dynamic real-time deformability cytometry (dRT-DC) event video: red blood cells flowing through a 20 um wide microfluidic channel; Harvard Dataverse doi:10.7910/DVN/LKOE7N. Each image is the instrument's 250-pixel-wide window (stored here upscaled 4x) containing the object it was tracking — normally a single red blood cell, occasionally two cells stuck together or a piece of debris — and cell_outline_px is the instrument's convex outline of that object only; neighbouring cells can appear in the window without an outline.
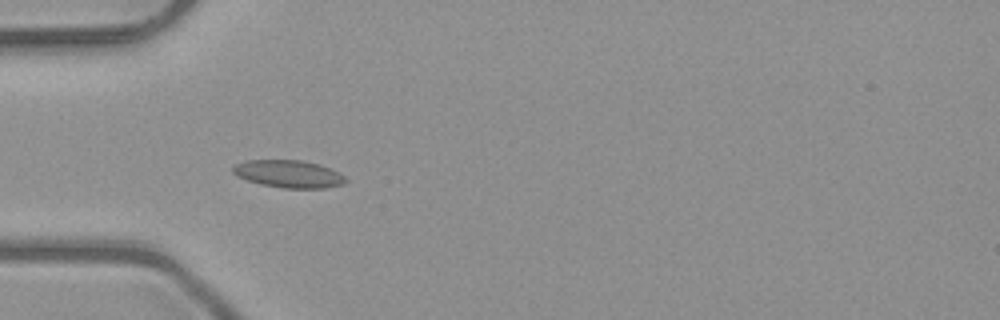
{"species": "common noctule bat (a hibernating species)", "species_latin": "Nyctalus noctula", "temperature_condition": "room temperature", "stored_images_in_passage": 5, "camera_frame_rate_fps": 3000, "um_per_image_px": 0.085, "animal": {"sex": "male", "body_mass_g": 23.1, "forearm_length_mm": 52.7}, "frame": {"image": 1, "passage_image": 4, "time_ms": 1.0, "image_size_px": [1000, 320], "cell_outline_px": [[348, 180], [344, 184], [324, 188], [284, 188], [260, 184], [236, 176], [232, 172], [232, 168], [236, 164], [248, 160], [304, 160], [320, 164], [344, 176]], "centroid_in_image_um": [24.53, 14.78], "position_along_channel_um": 60.5, "area_um2": 18.03}}
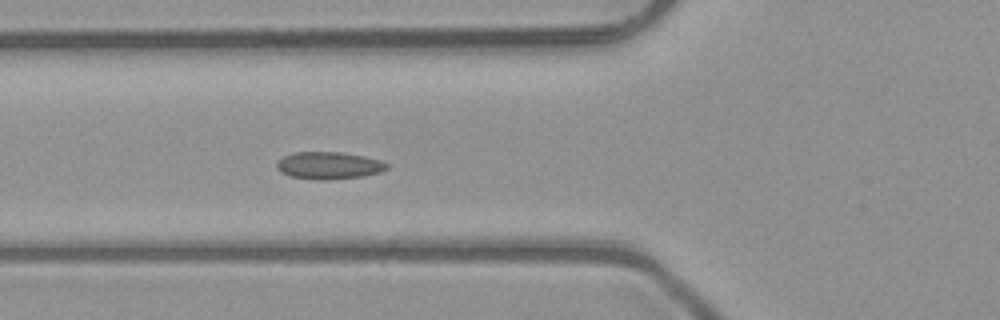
{"frame": {"image": 2, "passage_image": 5, "time_ms": 1.333, "image_size_px": [1000, 320], "cell_outline_px": [[388, 168], [380, 172], [364, 176], [328, 180], [312, 180], [288, 176], [280, 172], [276, 168], [276, 164], [284, 156], [292, 152], [340, 152], [364, 156], [380, 160], [388, 164]], "centroid_in_image_um": [27.93, 14.08], "position_along_channel_um": 97.9, "area_um2": 17.69}}